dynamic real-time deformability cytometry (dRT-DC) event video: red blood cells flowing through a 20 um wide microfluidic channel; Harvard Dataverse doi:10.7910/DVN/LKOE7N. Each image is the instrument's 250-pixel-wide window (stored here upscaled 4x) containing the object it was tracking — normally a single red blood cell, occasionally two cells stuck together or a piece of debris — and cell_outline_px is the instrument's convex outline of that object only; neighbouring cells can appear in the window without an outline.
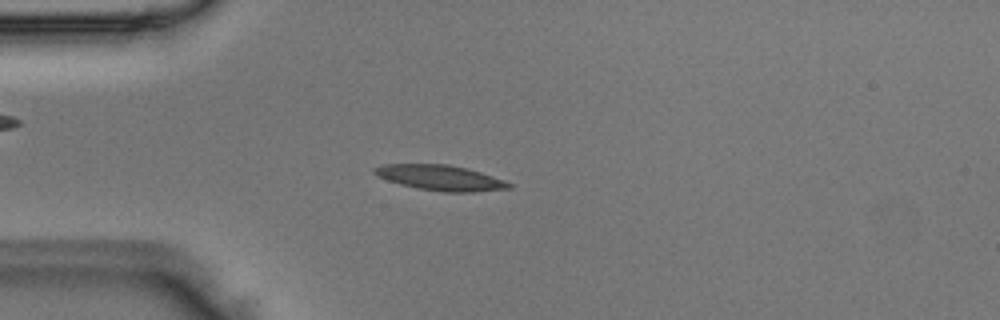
{"species": "Egyptian fruit bat (a non-hibernating species)", "species_latin": "Rousettus aegyptiacus", "temperature_condition": "room temperature", "stored_images_in_passage": 4, "camera_frame_rate_fps": 3000, "um_per_image_px": 0.085, "animal": {"sex": "male"}, "frame": {"image": 1, "passage_image": 3, "time_ms": 0.667, "image_size_px": [1000, 320], "cell_outline_px": [[512, 188], [472, 192], [444, 192], [416, 188], [400, 184], [388, 180], [372, 172], [372, 168], [384, 164], [448, 164], [480, 172], [504, 180], [512, 184]], "centroid_in_image_um": [37.43, 15.11], "position_along_channel_um": 47.6, "area_um2": 19.71}}